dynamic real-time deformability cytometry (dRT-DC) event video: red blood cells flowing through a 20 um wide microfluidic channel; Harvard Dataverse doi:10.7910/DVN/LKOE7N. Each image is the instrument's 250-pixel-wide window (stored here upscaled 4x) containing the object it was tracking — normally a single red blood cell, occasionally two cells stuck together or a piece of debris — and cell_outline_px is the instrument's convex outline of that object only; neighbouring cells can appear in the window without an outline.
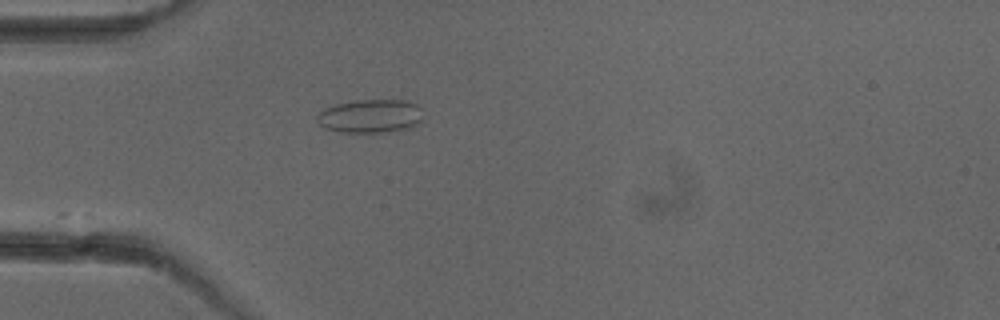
{"species": "common noctule bat (a hibernating species)", "species_latin": "Nyctalus noctula", "temperature_condition": "cold", "stored_images_in_passage": 2, "camera_frame_rate_fps": 3000, "um_per_image_px": 0.085, "animal": {"sex": "female"}, "frame": {"image": 1, "passage_image": 2, "time_ms": 1.333, "image_size_px": [1000, 320], "cell_outline_px": [[420, 120], [412, 128], [380, 132], [340, 132], [324, 128], [316, 120], [316, 116], [324, 108], [336, 104], [356, 100], [408, 100], [416, 104], [420, 108]], "centroid_in_image_um": [31.45, 9.86], "position_along_channel_um": 53.6, "area_um2": 20.63}}